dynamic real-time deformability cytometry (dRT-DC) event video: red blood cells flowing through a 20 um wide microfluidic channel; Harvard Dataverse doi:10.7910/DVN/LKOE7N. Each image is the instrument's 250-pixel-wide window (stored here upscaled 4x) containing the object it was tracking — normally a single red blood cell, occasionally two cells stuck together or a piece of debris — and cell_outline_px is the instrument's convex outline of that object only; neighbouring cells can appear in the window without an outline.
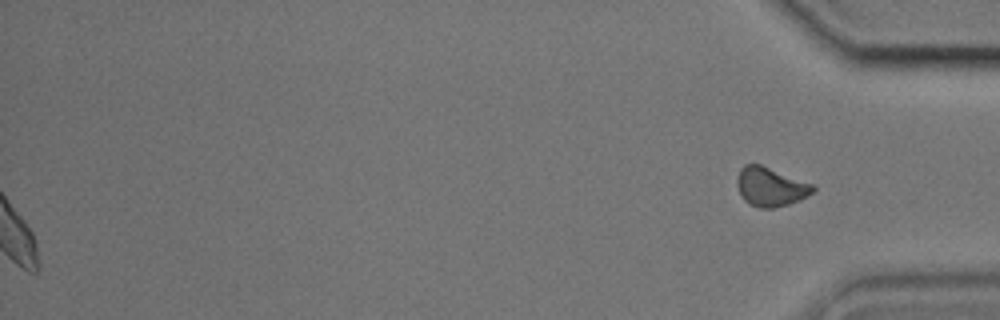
{"species": "common noctule bat (a hibernating species)", "species_latin": "Nyctalus noctula", "temperature_condition": "cold", "stored_images_in_passage": 50, "segment_of_instrument_passage": [2, 2], "camera_frame_rate_fps": 3000, "um_per_image_px": 0.085, "animal": {"sex": "male", "body_mass_g": 17.9, "forearm_length_mm": 54.2}, "frame": {"image": 1, "passage_image": 50, "time_ms": 16.333, "image_size_px": [1000, 320], "cell_outline_px": [[816, 188], [812, 192], [800, 200], [788, 204], [772, 208], [760, 208], [748, 204], [744, 200], [736, 184], [736, 180], [740, 168], [744, 164], [760, 164], [816, 184]], "centroid_in_image_um": [65.51, 15.86], "position_along_channel_um": 369.7, "area_um2": 17.46}}